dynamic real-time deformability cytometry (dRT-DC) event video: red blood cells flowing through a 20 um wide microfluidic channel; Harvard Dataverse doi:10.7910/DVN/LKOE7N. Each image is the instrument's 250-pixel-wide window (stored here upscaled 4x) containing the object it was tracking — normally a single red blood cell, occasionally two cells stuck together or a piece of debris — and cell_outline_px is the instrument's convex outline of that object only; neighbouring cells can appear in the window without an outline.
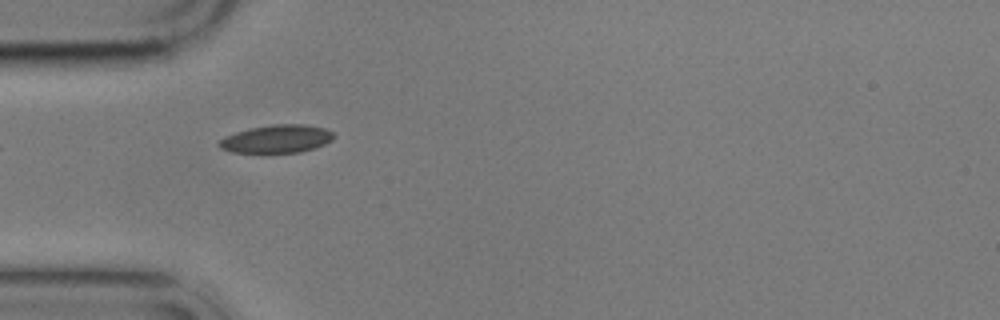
{"species": "common noctule bat (a hibernating species)", "species_latin": "Nyctalus noctula", "temperature_condition": "cold", "stored_images_in_passage": 7, "camera_frame_rate_fps": 3000, "um_per_image_px": 0.085, "animal": {"sex": "male", "body_mass_g": 17.9}, "frame": {"image": 1, "passage_image": 5, "time_ms": 4.667, "image_size_px": [1000, 320], "cell_outline_px": [[336, 136], [332, 140], [316, 148], [300, 152], [264, 156], [232, 152], [220, 148], [216, 144], [224, 136], [248, 128], [272, 124], [304, 124], [324, 128], [332, 132]], "centroid_in_image_um": [23.47, 11.86], "position_along_channel_um": 61.5, "area_um2": 19.77}}
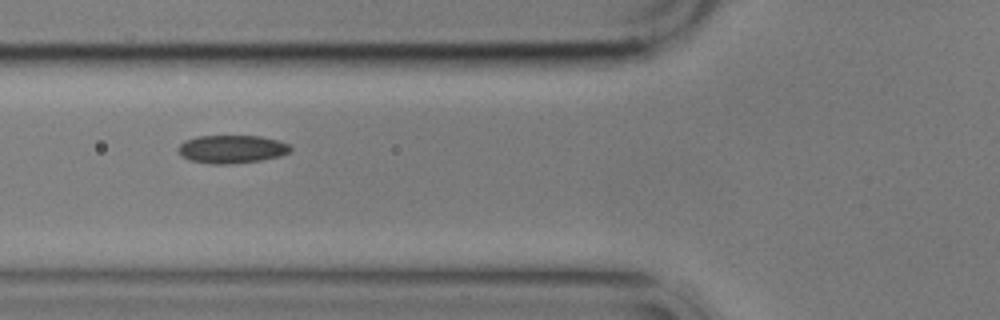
{"frame": {"image": 2, "passage_image": 6, "time_ms": 6.0, "image_size_px": [1000, 320], "cell_outline_px": [[292, 148], [288, 152], [280, 156], [260, 160], [228, 164], [212, 164], [188, 160], [180, 156], [176, 148], [184, 140], [196, 136], [260, 136], [280, 140], [288, 144]], "centroid_in_image_um": [19.65, 12.67], "position_along_channel_um": 106.2, "area_um2": 18.55}}
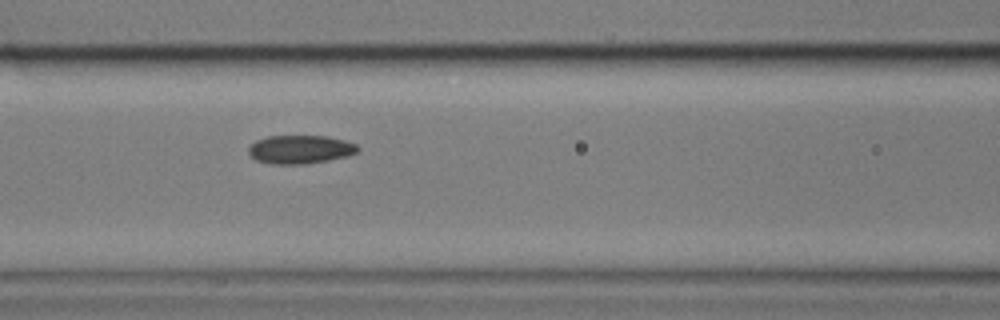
{"frame": {"image": 3, "passage_image": 7, "time_ms": 7.0, "image_size_px": [1000, 320], "cell_outline_px": [[360, 148], [356, 152], [348, 156], [308, 164], [272, 164], [256, 160], [248, 152], [248, 148], [256, 140], [268, 136], [328, 136], [344, 140], [356, 144]], "centroid_in_image_um": [25.53, 12.7], "position_along_channel_um": 141.1, "area_um2": 18.15}}